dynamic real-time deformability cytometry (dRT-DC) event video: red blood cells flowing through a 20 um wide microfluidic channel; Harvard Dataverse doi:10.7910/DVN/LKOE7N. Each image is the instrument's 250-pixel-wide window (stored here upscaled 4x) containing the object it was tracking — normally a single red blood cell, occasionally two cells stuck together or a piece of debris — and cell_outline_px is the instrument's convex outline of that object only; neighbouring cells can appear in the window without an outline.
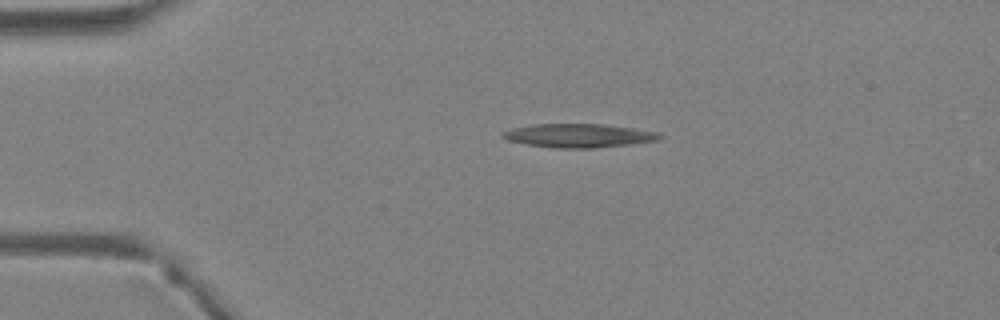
{"species": "Egyptian fruit bat (a non-hibernating species)", "species_latin": "Rousettus aegyptiacus", "temperature_condition": "warm", "stored_images_in_passage": 33, "camera_frame_rate_fps": 3000, "um_per_image_px": 0.085, "animal": {"sex": "female"}, "frame": {"image": 1, "passage_image": 1, "time_ms": 0.0, "image_size_px": [1000, 320], "cell_outline_px": [[664, 136], [660, 140], [628, 144], [592, 148], [556, 148], [528, 144], [508, 140], [500, 136], [500, 132], [512, 128], [532, 124], [604, 124], [632, 128], [656, 132]], "centroid_in_image_um": [49.16, 11.52], "position_along_channel_um": 35.8, "area_um2": 21.56}}
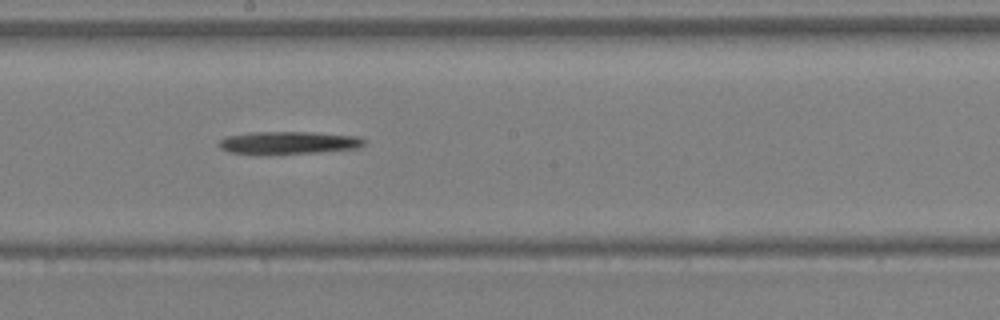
{"frame": {"image": 2, "passage_image": 15, "time_ms": 4.667, "image_size_px": [1000, 320], "cell_outline_px": [[364, 144], [360, 148], [316, 152], [228, 152], [220, 148], [220, 140], [224, 136], [252, 132], [312, 132], [360, 136], [364, 140]], "centroid_in_image_um": [24.59, 12.09], "position_along_channel_um": 223.6, "area_um2": 18.44}}
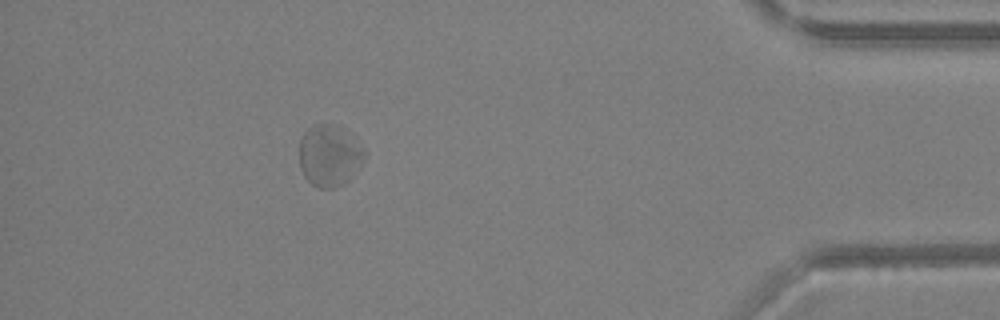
{"frame": {"image": 3, "passage_image": 29, "time_ms": 9.333, "image_size_px": [1000, 320], "cell_outline_px": [[368, 152], [356, 172], [344, 184], [332, 188], [320, 188], [312, 184], [304, 176], [300, 168], [300, 140], [304, 132], [312, 124], [328, 124], [344, 128], [352, 132]], "centroid_in_image_um": [28.04, 13.2], "position_along_channel_um": 407.2, "area_um2": 23.87}}